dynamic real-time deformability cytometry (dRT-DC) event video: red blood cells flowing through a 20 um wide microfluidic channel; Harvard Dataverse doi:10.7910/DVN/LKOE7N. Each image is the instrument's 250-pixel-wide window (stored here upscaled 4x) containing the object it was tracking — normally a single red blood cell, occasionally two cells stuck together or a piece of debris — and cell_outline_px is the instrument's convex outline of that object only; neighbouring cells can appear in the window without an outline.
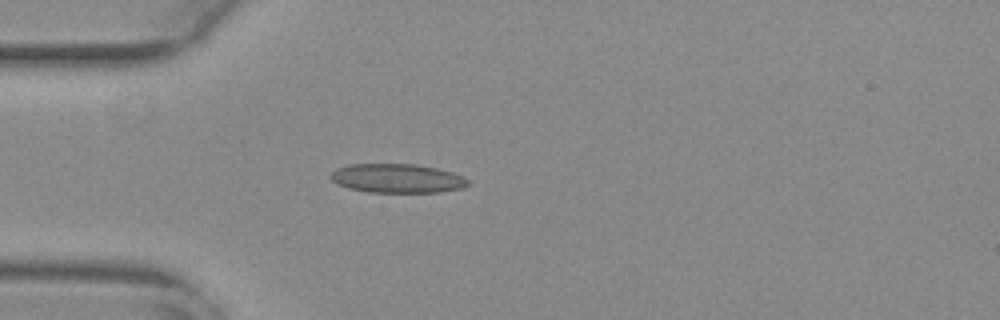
{"species": "common noctule bat (a hibernating species)", "species_latin": "Nyctalus noctula", "temperature_condition": "warm", "stored_images_in_passage": 40, "camera_frame_rate_fps": 3000, "um_per_image_px": 0.085, "animal": {"sex": "female", "body_mass_g": 29.2, "forearm_length_mm": 56.3}, "frame": {"image": 1, "passage_image": 1, "time_ms": 0.0, "image_size_px": [1000, 320], "cell_outline_px": [[468, 184], [464, 188], [440, 192], [368, 192], [348, 188], [336, 184], [328, 176], [336, 168], [348, 164], [416, 164], [436, 168], [452, 172], [468, 180]], "centroid_in_image_um": [33.71, 15.16], "position_along_channel_um": 51.3, "area_um2": 23.29}}
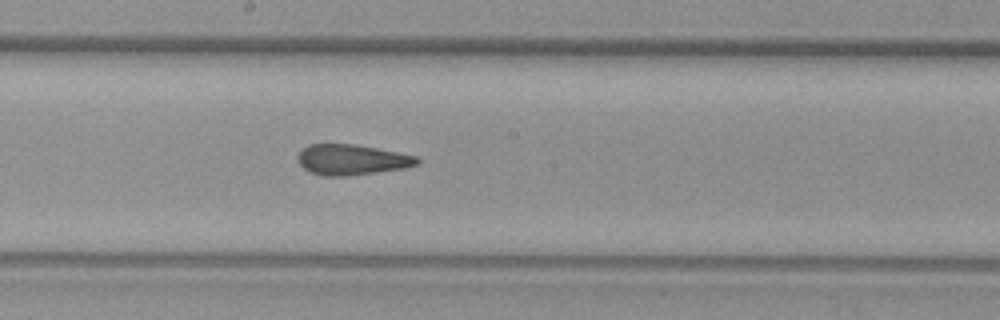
{"frame": {"image": 2, "passage_image": 15, "time_ms": 4.667, "image_size_px": [1000, 320], "cell_outline_px": [[420, 164], [408, 168], [348, 176], [324, 176], [308, 172], [296, 160], [296, 156], [308, 144], [356, 144], [416, 156], [420, 160]], "centroid_in_image_um": [29.9, 13.58], "position_along_channel_um": 218.3, "area_um2": 21.44}}
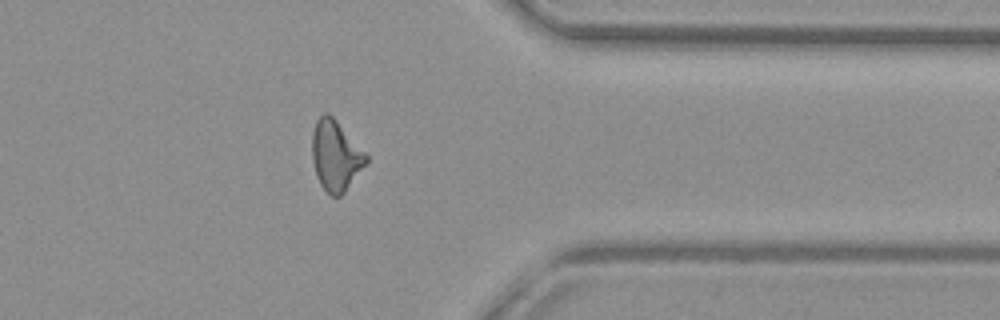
{"frame": {"image": 3, "passage_image": 29, "time_ms": 9.333, "image_size_px": [1000, 320], "cell_outline_px": [[368, 160], [344, 192], [340, 196], [332, 196], [320, 184], [316, 176], [312, 160], [312, 132], [316, 120], [324, 112], [328, 112], [336, 120], [368, 156]], "centroid_in_image_um": [28.49, 13.21], "position_along_channel_um": 382.9, "area_um2": 21.79}, "authors_computed_cell_mechanics": {"area_um2": 21.6172, "velocity_mm_per_s": 3.7851, "shape_relaxation_time_tau1_ms": null, "shape_relaxation_time_tau2_ms": 2.2507, "deformation_change_tau1": null, "deformation_change_tau2": 0.1012}}